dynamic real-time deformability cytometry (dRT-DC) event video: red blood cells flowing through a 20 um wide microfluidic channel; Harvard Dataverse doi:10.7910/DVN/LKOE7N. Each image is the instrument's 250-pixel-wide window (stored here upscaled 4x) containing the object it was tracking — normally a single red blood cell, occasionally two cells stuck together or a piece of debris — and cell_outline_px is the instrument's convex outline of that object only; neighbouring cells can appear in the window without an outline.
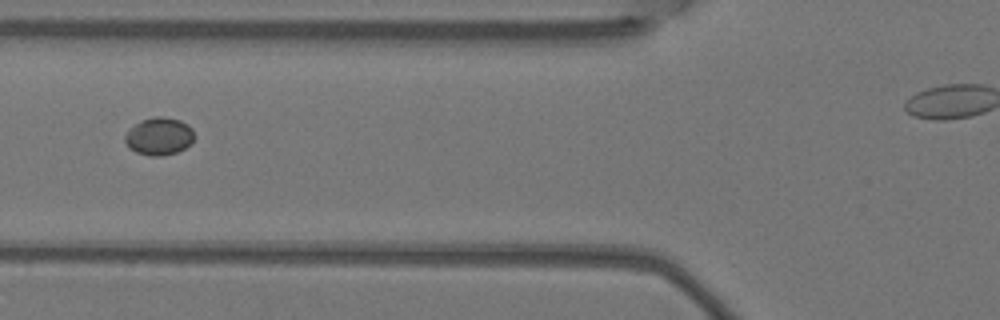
{"species": "Egyptian fruit bat (a non-hibernating species)", "species_latin": "Rousettus aegyptiacus", "temperature_condition": "warm", "stored_images_in_passage": 7, "camera_frame_rate_fps": 3000, "um_per_image_px": 0.085, "animal": {"sex": "female"}, "frame": {"image": 1, "passage_image": 6, "time_ms": 1.667, "image_size_px": [1000, 320], "cell_outline_px": [[196, 136], [184, 148], [176, 152], [160, 156], [148, 156], [136, 152], [128, 148], [124, 140], [124, 136], [128, 128], [140, 120], [156, 116], [164, 116], [180, 120], [188, 124], [192, 128]], "centroid_in_image_um": [13.49, 11.57], "position_along_channel_um": 112.3, "area_um2": 15.43}}